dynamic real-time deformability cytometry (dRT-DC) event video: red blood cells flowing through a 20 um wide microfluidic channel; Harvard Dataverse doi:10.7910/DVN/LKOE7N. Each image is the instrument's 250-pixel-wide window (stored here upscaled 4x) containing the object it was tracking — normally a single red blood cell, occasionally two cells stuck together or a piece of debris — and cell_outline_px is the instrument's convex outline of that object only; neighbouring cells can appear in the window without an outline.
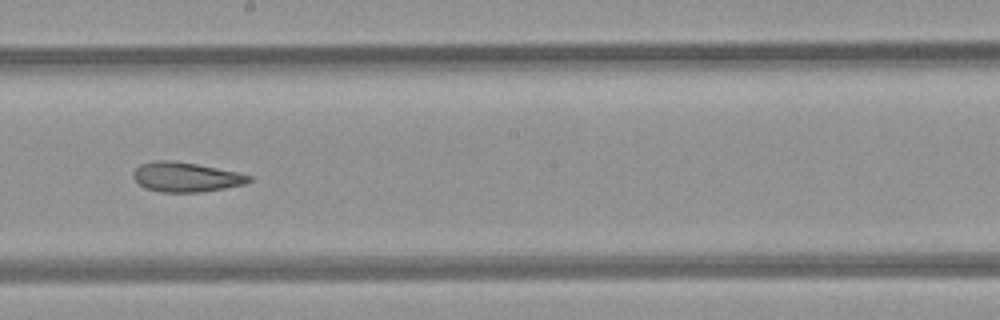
{"species": "common noctule bat (a hibernating species)", "species_latin": "Nyctalus noctula", "temperature_condition": "room temperature", "stored_images_in_passage": 31, "camera_frame_rate_fps": 3000, "um_per_image_px": 0.085, "animal": {"sex": "female", "body_mass_g": 21.9}, "frame": {"image": 1, "passage_image": 14, "time_ms": 4.333, "image_size_px": [1000, 320], "cell_outline_px": [[256, 176], [252, 180], [244, 184], [224, 188], [200, 192], [160, 192], [144, 188], [132, 176], [132, 172], [140, 164], [156, 160], [172, 160], [196, 164], [240, 172]], "centroid_in_image_um": [15.83, 15.04], "position_along_channel_um": 232.4, "area_um2": 20.17}, "authors_computed_cell_mechanics": {"area_um2": 21.0392, "velocity_mm_per_s": 4.101, "shape_relaxation_time_tau1_ms": null, "shape_relaxation_time_tau2_ms": 3.8795, "deformation_change_tau1": null, "deformation_change_tau2": 0.1234}}